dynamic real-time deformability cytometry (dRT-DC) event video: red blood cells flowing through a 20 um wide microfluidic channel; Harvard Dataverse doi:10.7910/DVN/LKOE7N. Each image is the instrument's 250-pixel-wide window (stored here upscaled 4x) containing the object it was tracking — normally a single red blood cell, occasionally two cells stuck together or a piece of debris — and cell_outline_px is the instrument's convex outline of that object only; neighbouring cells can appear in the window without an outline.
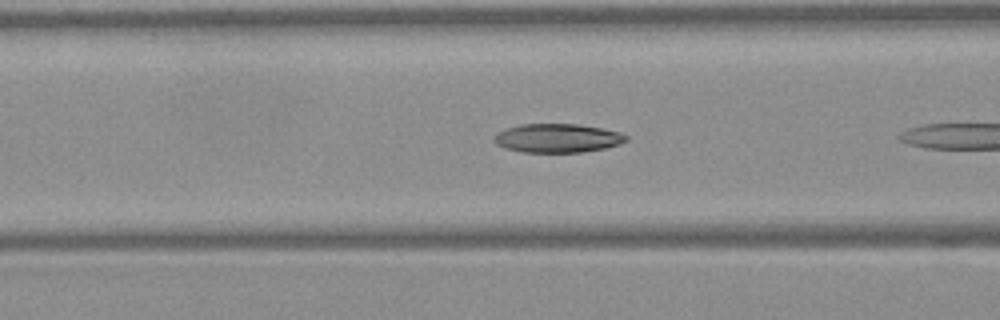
{"species": "Egyptian fruit bat (a non-hibernating species)", "species_latin": "Rousettus aegyptiacus", "temperature_condition": "warm", "stored_images_in_passage": 6, "camera_frame_rate_fps": 3000, "um_per_image_px": 0.085, "frame": {"image": 1, "passage_image": 5, "time_ms": 1.333, "image_size_px": [1000, 320], "cell_outline_px": [[628, 140], [620, 144], [604, 148], [584, 152], [520, 152], [504, 148], [496, 144], [492, 140], [492, 136], [508, 128], [520, 124], [576, 124], [600, 128], [620, 132], [628, 136]], "centroid_in_image_um": [47.37, 11.75], "position_along_channel_um": 119.2, "area_um2": 22.2}}